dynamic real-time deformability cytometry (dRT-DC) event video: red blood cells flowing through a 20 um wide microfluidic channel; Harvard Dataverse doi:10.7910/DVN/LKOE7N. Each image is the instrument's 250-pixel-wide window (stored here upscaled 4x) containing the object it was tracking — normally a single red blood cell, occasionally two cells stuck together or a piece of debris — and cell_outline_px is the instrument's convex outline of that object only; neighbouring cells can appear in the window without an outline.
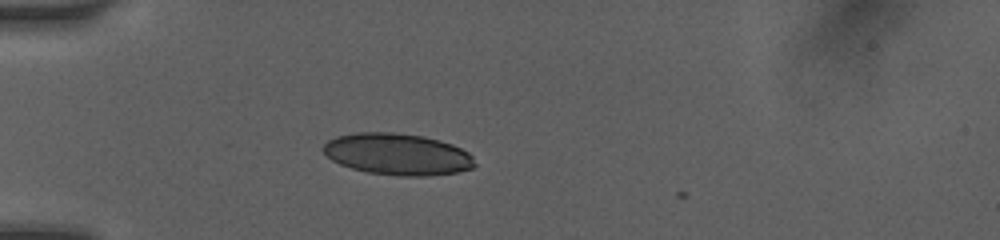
{"species": "human", "species_latin": "Homo sapiens", "temperature_condition": "room temperature", "stored_images_in_passage": 13, "camera_frame_rate_fps": 3000, "um_per_image_px": 0.085, "donor": {"sex": "female"}, "frame": {"image": 1, "passage_image": 10, "time_ms": 4.333, "image_size_px": [1000, 240], "cell_outline_px": [[476, 164], [472, 168], [456, 172], [424, 176], [400, 176], [368, 172], [352, 168], [340, 164], [332, 160], [320, 148], [328, 140], [336, 136], [356, 132], [392, 132], [424, 136], [440, 140], [452, 144], [468, 152], [472, 156]], "centroid_in_image_um": [33.77, 13.1], "position_along_channel_um": 51.2, "area_um2": 36.76}}
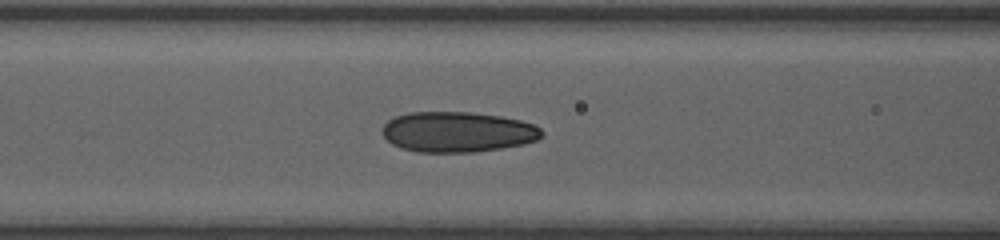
{"frame": {"image": 2, "passage_image": 13, "time_ms": 6.667, "image_size_px": [1000, 240], "cell_outline_px": [[544, 132], [536, 140], [524, 144], [500, 148], [472, 152], [416, 152], [400, 148], [392, 144], [384, 136], [384, 124], [388, 120], [396, 116], [412, 112], [472, 112], [500, 116], [520, 120], [532, 124], [540, 128]], "centroid_in_image_um": [38.89, 11.21], "position_along_channel_um": 127.7, "area_um2": 37.4}}